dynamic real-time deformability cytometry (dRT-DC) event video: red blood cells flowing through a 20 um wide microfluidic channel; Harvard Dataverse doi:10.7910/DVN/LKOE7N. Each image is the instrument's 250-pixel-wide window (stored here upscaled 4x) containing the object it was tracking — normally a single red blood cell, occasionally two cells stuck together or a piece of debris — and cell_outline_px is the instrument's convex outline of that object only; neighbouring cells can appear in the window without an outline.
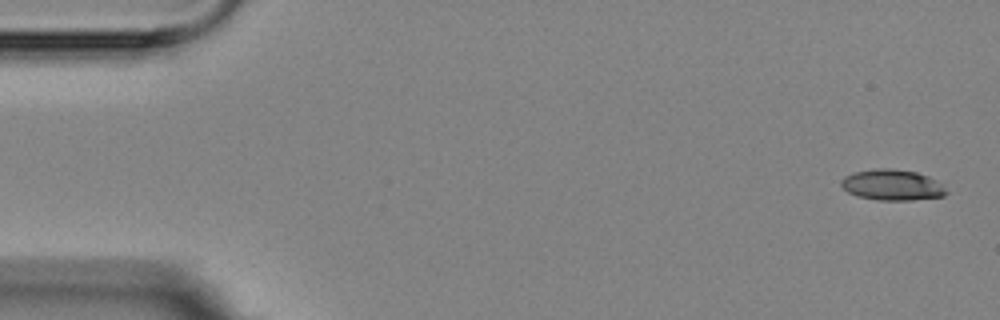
{"species": "Egyptian fruit bat (a non-hibernating species)", "species_latin": "Rousettus aegyptiacus", "temperature_condition": "room temperature", "stored_images_in_passage": 5, "camera_frame_rate_fps": 3000, "um_per_image_px": 0.085, "animal": {"sex": "female"}, "frame": {"image": 1, "passage_image": 1, "time_ms": 0.0, "image_size_px": [1000, 320], "cell_outline_px": [[948, 192], [944, 196], [912, 200], [880, 200], [856, 196], [848, 192], [840, 184], [840, 180], [844, 176], [852, 172], [876, 168], [892, 168], [916, 172], [928, 176], [940, 184]], "centroid_in_image_um": [75.79, 15.71], "position_along_channel_um": 9.2, "area_um2": 18.9}}